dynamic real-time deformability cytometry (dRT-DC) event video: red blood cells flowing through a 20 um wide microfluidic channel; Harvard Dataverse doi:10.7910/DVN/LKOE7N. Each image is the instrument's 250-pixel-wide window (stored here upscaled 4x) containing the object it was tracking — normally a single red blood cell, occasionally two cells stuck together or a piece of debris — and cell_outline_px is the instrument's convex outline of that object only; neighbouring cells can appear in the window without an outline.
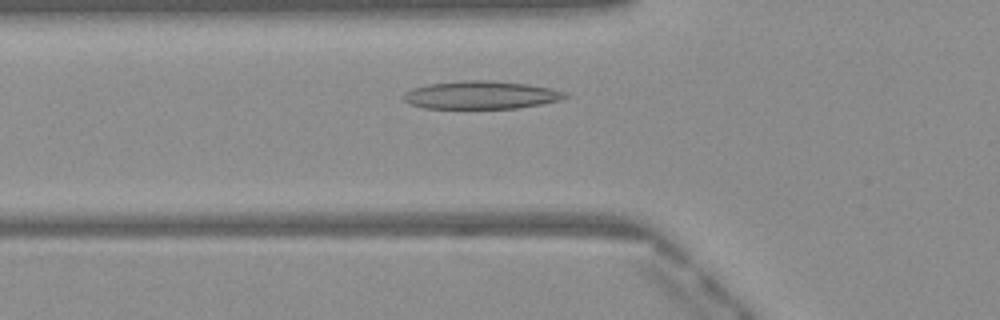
{"species": "Egyptian fruit bat (a non-hibernating species)", "species_latin": "Rousettus aegyptiacus", "temperature_condition": "warm", "stored_images_in_passage": 41, "camera_frame_rate_fps": 3000, "um_per_image_px": 0.085, "frame": {"image": 1, "passage_image": 9, "time_ms": 2.667, "image_size_px": [1000, 320], "cell_outline_px": [[568, 96], [560, 100], [520, 108], [424, 108], [412, 104], [404, 100], [400, 96], [404, 92], [412, 88], [428, 84], [464, 80], [492, 80], [528, 84], [548, 88], [564, 92]], "centroid_in_image_um": [40.84, 8.07], "position_along_channel_um": 85.0, "area_um2": 26.3}}
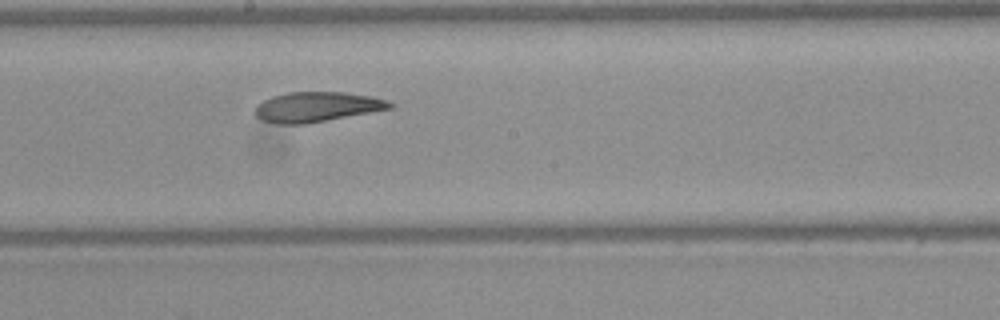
{"frame": {"image": 2, "passage_image": 19, "time_ms": 6.0, "image_size_px": [1000, 320], "cell_outline_px": [[392, 108], [304, 124], [276, 124], [264, 120], [256, 116], [256, 108], [264, 100], [272, 96], [288, 92], [344, 92], [368, 96], [384, 100], [392, 104]], "centroid_in_image_um": [26.89, 9.08], "position_along_channel_um": 221.3, "area_um2": 22.95}}
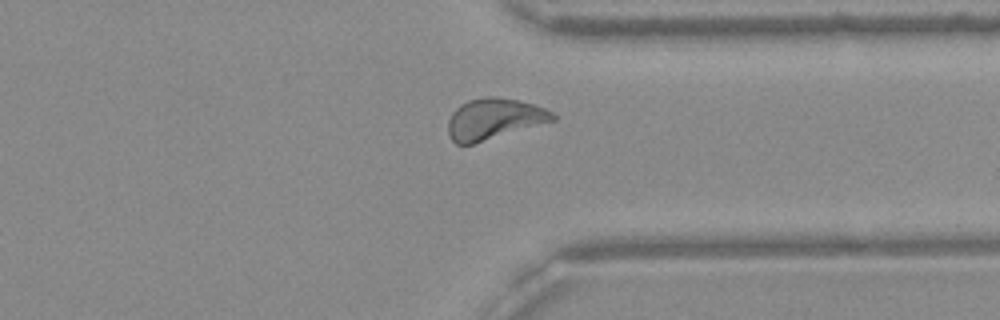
{"frame": {"image": 3, "passage_image": 30, "time_ms": 9.667, "image_size_px": [1000, 320], "cell_outline_px": [[556, 120], [472, 144], [456, 144], [448, 136], [448, 120], [452, 112], [460, 104], [468, 100], [488, 96], [496, 96], [520, 100], [544, 108], [552, 112], [556, 116]], "centroid_in_image_um": [41.97, 10.1], "position_along_channel_um": 369.4, "area_um2": 24.97}, "authors_computed_cell_mechanics": {"area_um2": 24.6228, "velocity_mm_per_s": 4.061, "shape_relaxation_time_tau1_ms": 8.9209, "shape_relaxation_time_tau2_ms": 3.4031, "deformation_change_tau1": 0.2212, "deformation_change_tau2": 0.0975}}